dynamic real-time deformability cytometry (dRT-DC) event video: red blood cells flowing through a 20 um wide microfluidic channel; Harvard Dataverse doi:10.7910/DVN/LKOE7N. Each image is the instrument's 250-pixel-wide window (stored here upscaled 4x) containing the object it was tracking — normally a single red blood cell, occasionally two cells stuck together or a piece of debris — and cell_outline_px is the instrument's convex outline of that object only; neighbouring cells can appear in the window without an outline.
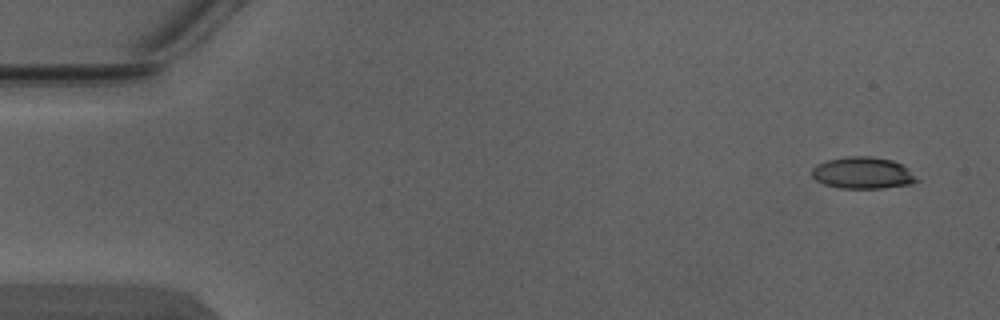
{"species": "Egyptian fruit bat (a non-hibernating species)", "species_latin": "Rousettus aegyptiacus", "temperature_condition": "warm", "stored_images_in_passage": 4, "camera_frame_rate_fps": 3000, "um_per_image_px": 0.085, "animal": {"sex": "male"}, "frame": {"image": 1, "passage_image": 1, "time_ms": 0.0, "image_size_px": [1000, 320], "cell_outline_px": [[920, 180], [912, 184], [880, 188], [840, 188], [824, 184], [816, 180], [812, 176], [812, 168], [816, 164], [828, 160], [848, 156], [868, 156], [892, 160], [900, 164]], "centroid_in_image_um": [73.3, 14.7], "position_along_channel_um": 11.7, "area_um2": 19.19}}
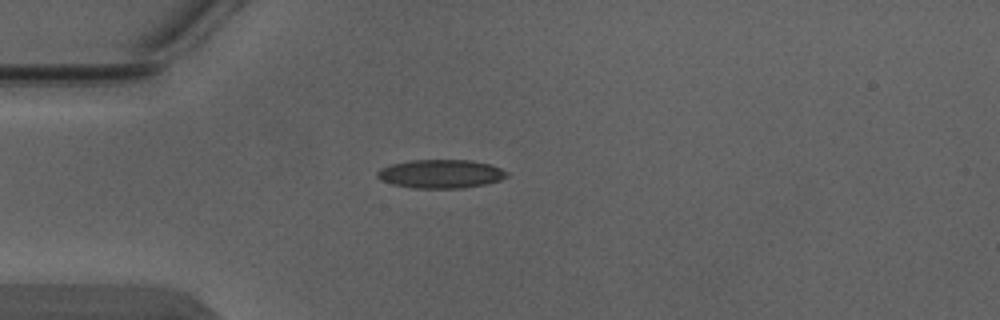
{"frame": {"image": 2, "passage_image": 4, "time_ms": 1.0, "image_size_px": [1000, 320], "cell_outline_px": [[508, 176], [500, 180], [484, 184], [464, 188], [412, 188], [392, 184], [380, 180], [376, 176], [376, 172], [380, 168], [392, 164], [412, 160], [468, 160], [492, 164], [508, 172]], "centroid_in_image_um": [37.45, 14.78], "position_along_channel_um": 47.5, "area_um2": 21.68}}